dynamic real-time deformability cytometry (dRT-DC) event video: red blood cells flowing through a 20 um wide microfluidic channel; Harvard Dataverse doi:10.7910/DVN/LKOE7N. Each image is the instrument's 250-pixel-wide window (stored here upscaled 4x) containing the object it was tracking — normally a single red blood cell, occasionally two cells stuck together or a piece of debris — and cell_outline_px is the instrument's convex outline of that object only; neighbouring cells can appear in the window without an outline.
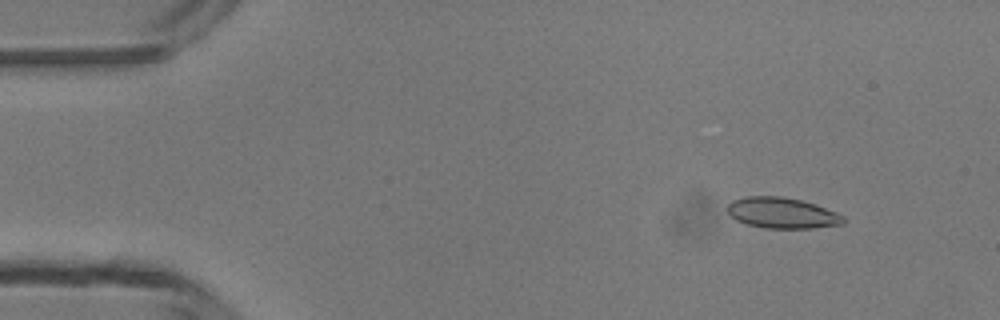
{"species": "common noctule bat (a hibernating species)", "species_latin": "Nyctalus noctula", "temperature_condition": "room temperature", "stored_images_in_passage": 4, "camera_frame_rate_fps": 3000, "um_per_image_px": 0.085, "animal": {"sex": "male", "body_mass_g": 13.3}, "frame": {"image": 1, "passage_image": 2, "time_ms": 1.333, "image_size_px": [1000, 320], "cell_outline_px": [[844, 224], [812, 228], [764, 228], [748, 224], [736, 220], [728, 212], [728, 204], [732, 200], [744, 196], [780, 196], [800, 200], [816, 204], [836, 212], [844, 216]], "centroid_in_image_um": [66.48, 18.1], "position_along_channel_um": 18.5, "area_um2": 20.81}}